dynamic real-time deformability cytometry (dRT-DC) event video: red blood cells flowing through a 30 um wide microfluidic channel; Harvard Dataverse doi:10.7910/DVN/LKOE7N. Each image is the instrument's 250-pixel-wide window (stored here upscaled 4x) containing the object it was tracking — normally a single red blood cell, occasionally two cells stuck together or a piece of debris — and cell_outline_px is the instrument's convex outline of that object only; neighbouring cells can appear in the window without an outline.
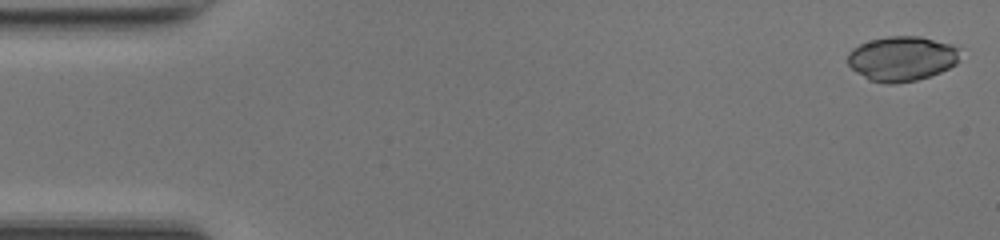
{"species": "common noctule bat (a hibernating species)", "species_latin": "Nyctalus noctula", "temperature_condition": "room temperature", "stored_images_in_passage": 43, "camera_frame_rate_fps": 3000, "um_per_image_px": 0.085, "animal": {"sex": "female", "body_mass_g": 17.0, "forearm_length_mm": 48.0}, "frame": {"image": 1, "passage_image": 1, "time_ms": 0.0, "image_size_px": [1000, 240], "cell_outline_px": [[960, 60], [956, 64], [940, 72], [916, 80], [892, 84], [884, 84], [868, 80], [856, 72], [848, 64], [848, 52], [852, 48], [860, 44], [872, 40], [888, 36], [920, 36], [952, 44], [960, 48]], "centroid_in_image_um": [76.67, 4.98], "position_along_channel_um": 8.3, "area_um2": 29.54}}
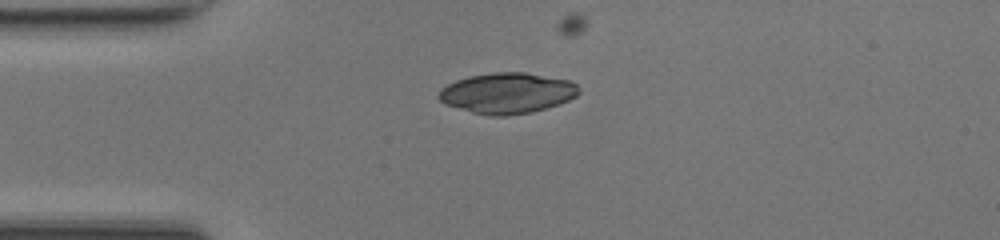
{"frame": {"image": 2, "passage_image": 12, "time_ms": 3.667, "image_size_px": [1000, 240], "cell_outline_px": [[580, 92], [576, 96], [568, 100], [532, 112], [504, 116], [488, 116], [472, 112], [444, 104], [436, 96], [440, 88], [456, 80], [468, 76], [496, 72], [524, 72], [568, 80], [576, 84]], "centroid_in_image_um": [43.06, 7.91], "position_along_channel_um": 41.9, "area_um2": 33.12}}